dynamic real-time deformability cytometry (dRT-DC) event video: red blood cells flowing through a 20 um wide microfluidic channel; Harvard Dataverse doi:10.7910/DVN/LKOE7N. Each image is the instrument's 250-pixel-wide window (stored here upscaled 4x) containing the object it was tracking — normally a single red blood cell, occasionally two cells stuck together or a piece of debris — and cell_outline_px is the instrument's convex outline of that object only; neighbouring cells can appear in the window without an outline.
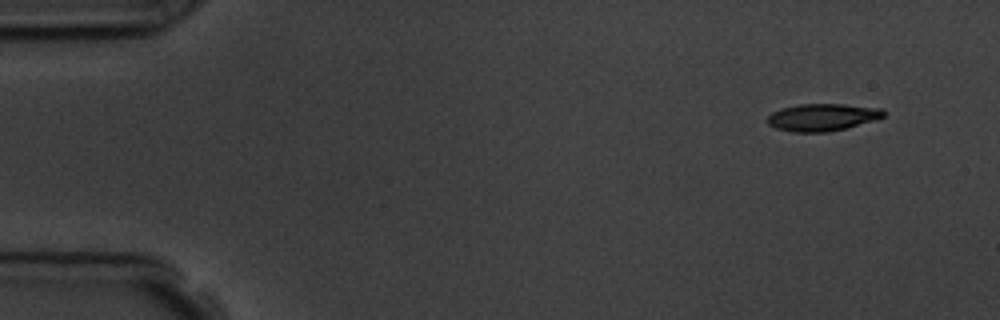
{"species": "common noctule bat (a hibernating species)", "species_latin": "Nyctalus noctula", "temperature_condition": "room temperature", "stored_images_in_passage": 4, "camera_frame_rate_fps": 3000, "um_per_image_px": 0.085, "animal": {"sex": "male", "body_mass_g": 19.5, "forearm_length_mm": 54.6}, "frame": {"image": 1, "passage_image": 1, "time_ms": 0.0, "image_size_px": [1000, 320], "cell_outline_px": [[884, 116], [876, 120], [828, 132], [792, 132], [776, 128], [768, 124], [768, 116], [772, 112], [780, 108], [800, 104], [844, 104], [884, 108]], "centroid_in_image_um": [69.91, 9.96], "position_along_channel_um": 15.1, "area_um2": 18.5}}
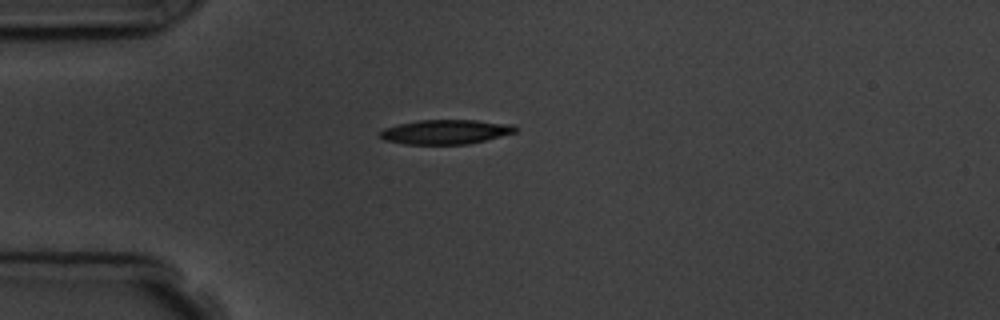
{"frame": {"image": 2, "passage_image": 4, "time_ms": 3.333, "image_size_px": [1000, 320], "cell_outline_px": [[520, 128], [516, 132], [468, 144], [404, 144], [384, 140], [380, 136], [380, 132], [384, 128], [396, 124], [416, 120], [476, 120], [516, 124]], "centroid_in_image_um": [37.9, 11.19], "position_along_channel_um": 47.1, "area_um2": 19.48}}